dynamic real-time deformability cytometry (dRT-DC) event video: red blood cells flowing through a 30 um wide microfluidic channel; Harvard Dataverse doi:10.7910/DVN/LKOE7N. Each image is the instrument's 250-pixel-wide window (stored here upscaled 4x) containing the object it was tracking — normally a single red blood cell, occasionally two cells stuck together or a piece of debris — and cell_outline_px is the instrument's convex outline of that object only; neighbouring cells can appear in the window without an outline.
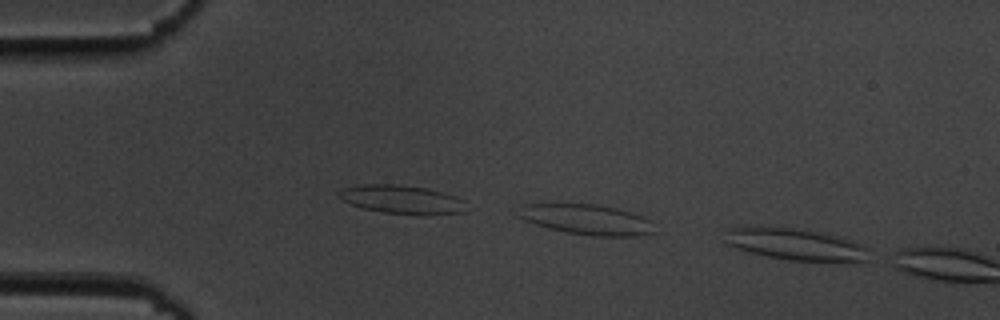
{"species": "common noctule bat (a hibernating species)", "species_latin": "Nyctalus noctula", "temperature_condition": "cold", "stored_images_in_passage": 3, "camera_frame_rate_fps": 3000, "um_per_image_px": 0.085, "animal": {"sex": "male", "body_mass_g": 19.5, "forearm_length_mm": 54.6}, "frame": {"image": 1, "passage_image": 1, "time_ms": 0.0, "image_size_px": [1000, 320], "cell_outline_px": [[868, 260], [788, 260], [768, 256], [752, 252], [724, 244], [724, 228], [744, 224], [792, 228], [816, 232], [852, 240], [868, 248]], "centroid_in_image_um": [67.42, 20.71], "position_along_channel_um": 17.6, "area_um2": 26.59}}